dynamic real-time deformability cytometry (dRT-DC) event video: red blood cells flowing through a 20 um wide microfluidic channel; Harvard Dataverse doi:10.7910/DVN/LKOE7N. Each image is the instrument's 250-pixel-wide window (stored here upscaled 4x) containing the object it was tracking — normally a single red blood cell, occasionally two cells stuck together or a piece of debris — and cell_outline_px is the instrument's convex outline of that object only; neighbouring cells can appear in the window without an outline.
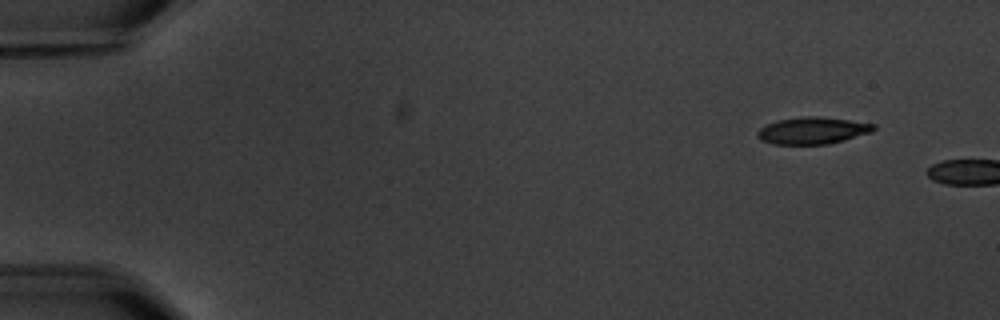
{"species": "common noctule bat (a hibernating species)", "species_latin": "Nyctalus noctula", "temperature_condition": "warm", "stored_images_in_passage": 3, "camera_frame_rate_fps": 3000, "um_per_image_px": 0.085, "animal": {"sex": "male", "body_mass_g": 20.1, "forearm_length_mm": 53.5}, "frame": {"image": 1, "passage_image": 2, "time_ms": 1.333, "image_size_px": [1000, 320], "cell_outline_px": [[876, 128], [872, 132], [844, 140], [828, 144], [772, 144], [760, 140], [756, 136], [756, 132], [760, 128], [776, 120], [804, 116], [820, 116], [876, 124]], "centroid_in_image_um": [69.05, 11.1], "position_along_channel_um": 15.9, "area_um2": 18.32}}